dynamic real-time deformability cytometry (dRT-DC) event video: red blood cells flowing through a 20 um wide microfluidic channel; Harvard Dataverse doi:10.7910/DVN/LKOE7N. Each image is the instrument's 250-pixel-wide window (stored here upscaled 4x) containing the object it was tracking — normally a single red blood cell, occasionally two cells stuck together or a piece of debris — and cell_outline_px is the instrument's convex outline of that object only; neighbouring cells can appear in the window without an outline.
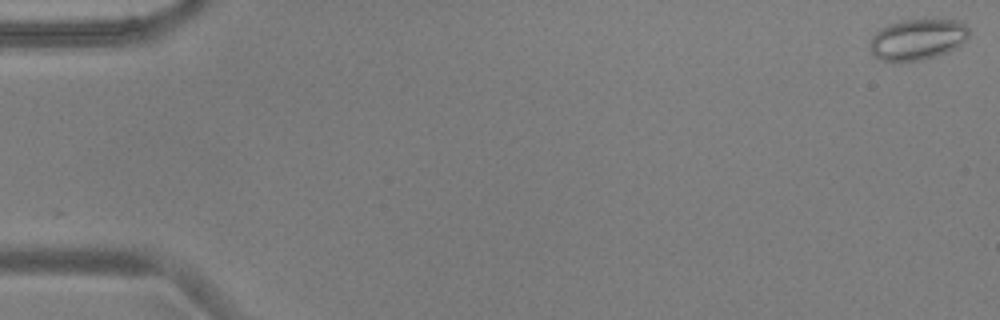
{"species": "common noctule bat (a hibernating species)", "species_latin": "Nyctalus noctula", "temperature_condition": "warm", "stored_images_in_passage": 16, "camera_frame_rate_fps": 3000, "um_per_image_px": 0.085, "animal": {"sex": "male", "body_mass_g": 17.9, "forearm_length_mm": 54.2}, "frame": {"image": 1, "passage_image": 1, "time_ms": 0.0, "image_size_px": [1000, 320], "cell_outline_px": [[968, 36], [956, 48], [920, 60], [880, 60], [868, 48], [868, 44], [872, 36], [880, 28], [904, 20], [960, 20], [968, 28]], "centroid_in_image_um": [77.96, 3.33], "position_along_channel_um": 7.0, "area_um2": 23.06}}
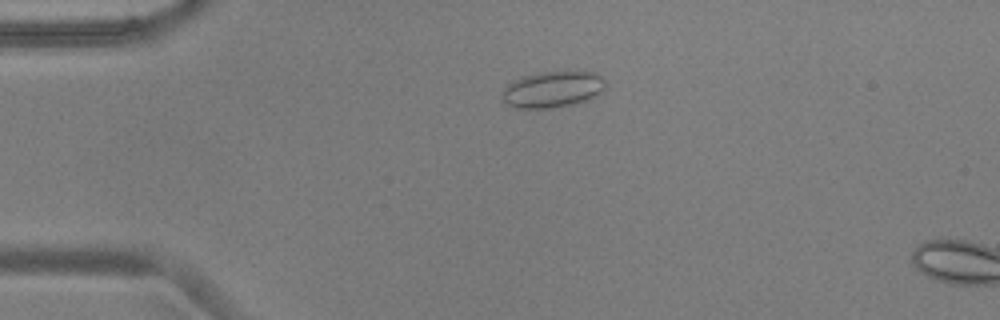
{"frame": {"image": 2, "passage_image": 13, "time_ms": 4.0, "image_size_px": [1000, 320], "cell_outline_px": [[604, 88], [600, 92], [588, 100], [548, 108], [512, 108], [504, 100], [500, 92], [512, 80], [536, 72], [596, 72], [604, 80]], "centroid_in_image_um": [46.92, 7.59], "position_along_channel_um": 38.1, "area_um2": 21.62}}